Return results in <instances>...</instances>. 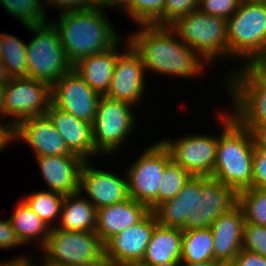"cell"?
Returning <instances> with one entry per match:
<instances>
[{
  "instance_id": "cell-15",
  "label": "cell",
  "mask_w": 266,
  "mask_h": 266,
  "mask_svg": "<svg viewBox=\"0 0 266 266\" xmlns=\"http://www.w3.org/2000/svg\"><path fill=\"white\" fill-rule=\"evenodd\" d=\"M99 99L100 95L74 69L52 85V104L91 124Z\"/></svg>"
},
{
  "instance_id": "cell-13",
  "label": "cell",
  "mask_w": 266,
  "mask_h": 266,
  "mask_svg": "<svg viewBox=\"0 0 266 266\" xmlns=\"http://www.w3.org/2000/svg\"><path fill=\"white\" fill-rule=\"evenodd\" d=\"M218 136L183 135L175 140L162 139L171 158L192 176H212L216 162Z\"/></svg>"
},
{
  "instance_id": "cell-20",
  "label": "cell",
  "mask_w": 266,
  "mask_h": 266,
  "mask_svg": "<svg viewBox=\"0 0 266 266\" xmlns=\"http://www.w3.org/2000/svg\"><path fill=\"white\" fill-rule=\"evenodd\" d=\"M245 219L237 204L210 226L213 235V260L229 265L242 250Z\"/></svg>"
},
{
  "instance_id": "cell-44",
  "label": "cell",
  "mask_w": 266,
  "mask_h": 266,
  "mask_svg": "<svg viewBox=\"0 0 266 266\" xmlns=\"http://www.w3.org/2000/svg\"><path fill=\"white\" fill-rule=\"evenodd\" d=\"M130 0H100V5H103L106 9L117 7L121 10ZM121 8V9H120Z\"/></svg>"
},
{
  "instance_id": "cell-41",
  "label": "cell",
  "mask_w": 266,
  "mask_h": 266,
  "mask_svg": "<svg viewBox=\"0 0 266 266\" xmlns=\"http://www.w3.org/2000/svg\"><path fill=\"white\" fill-rule=\"evenodd\" d=\"M14 142V128L7 121H0V152L6 149V146Z\"/></svg>"
},
{
  "instance_id": "cell-9",
  "label": "cell",
  "mask_w": 266,
  "mask_h": 266,
  "mask_svg": "<svg viewBox=\"0 0 266 266\" xmlns=\"http://www.w3.org/2000/svg\"><path fill=\"white\" fill-rule=\"evenodd\" d=\"M41 250L42 260L53 264L101 266L106 263L104 243L95 231L77 232L53 227Z\"/></svg>"
},
{
  "instance_id": "cell-5",
  "label": "cell",
  "mask_w": 266,
  "mask_h": 266,
  "mask_svg": "<svg viewBox=\"0 0 266 266\" xmlns=\"http://www.w3.org/2000/svg\"><path fill=\"white\" fill-rule=\"evenodd\" d=\"M238 68L225 77L224 87L231 93L233 117L251 131L257 124L266 122V62Z\"/></svg>"
},
{
  "instance_id": "cell-28",
  "label": "cell",
  "mask_w": 266,
  "mask_h": 266,
  "mask_svg": "<svg viewBox=\"0 0 266 266\" xmlns=\"http://www.w3.org/2000/svg\"><path fill=\"white\" fill-rule=\"evenodd\" d=\"M65 195L46 190H38L22 199L50 228L59 221Z\"/></svg>"
},
{
  "instance_id": "cell-21",
  "label": "cell",
  "mask_w": 266,
  "mask_h": 266,
  "mask_svg": "<svg viewBox=\"0 0 266 266\" xmlns=\"http://www.w3.org/2000/svg\"><path fill=\"white\" fill-rule=\"evenodd\" d=\"M58 133L62 136L68 149L84 160L99 156L93 142L92 124L74 117L69 112L57 108L52 103L45 114Z\"/></svg>"
},
{
  "instance_id": "cell-12",
  "label": "cell",
  "mask_w": 266,
  "mask_h": 266,
  "mask_svg": "<svg viewBox=\"0 0 266 266\" xmlns=\"http://www.w3.org/2000/svg\"><path fill=\"white\" fill-rule=\"evenodd\" d=\"M52 103V86L29 77H13L4 91L3 117L15 128L22 120L43 116Z\"/></svg>"
},
{
  "instance_id": "cell-29",
  "label": "cell",
  "mask_w": 266,
  "mask_h": 266,
  "mask_svg": "<svg viewBox=\"0 0 266 266\" xmlns=\"http://www.w3.org/2000/svg\"><path fill=\"white\" fill-rule=\"evenodd\" d=\"M0 58L11 77H28L27 43L14 35L3 33Z\"/></svg>"
},
{
  "instance_id": "cell-42",
  "label": "cell",
  "mask_w": 266,
  "mask_h": 266,
  "mask_svg": "<svg viewBox=\"0 0 266 266\" xmlns=\"http://www.w3.org/2000/svg\"><path fill=\"white\" fill-rule=\"evenodd\" d=\"M255 147L266 151V122L257 124L252 130Z\"/></svg>"
},
{
  "instance_id": "cell-30",
  "label": "cell",
  "mask_w": 266,
  "mask_h": 266,
  "mask_svg": "<svg viewBox=\"0 0 266 266\" xmlns=\"http://www.w3.org/2000/svg\"><path fill=\"white\" fill-rule=\"evenodd\" d=\"M0 4L23 26L43 25L48 22L42 0H0Z\"/></svg>"
},
{
  "instance_id": "cell-39",
  "label": "cell",
  "mask_w": 266,
  "mask_h": 266,
  "mask_svg": "<svg viewBox=\"0 0 266 266\" xmlns=\"http://www.w3.org/2000/svg\"><path fill=\"white\" fill-rule=\"evenodd\" d=\"M24 245L11 226L9 219L0 218V249L11 250Z\"/></svg>"
},
{
  "instance_id": "cell-38",
  "label": "cell",
  "mask_w": 266,
  "mask_h": 266,
  "mask_svg": "<svg viewBox=\"0 0 266 266\" xmlns=\"http://www.w3.org/2000/svg\"><path fill=\"white\" fill-rule=\"evenodd\" d=\"M252 188L266 190V151L255 147L253 155Z\"/></svg>"
},
{
  "instance_id": "cell-8",
  "label": "cell",
  "mask_w": 266,
  "mask_h": 266,
  "mask_svg": "<svg viewBox=\"0 0 266 266\" xmlns=\"http://www.w3.org/2000/svg\"><path fill=\"white\" fill-rule=\"evenodd\" d=\"M33 32L27 43L28 77L51 86L73 69L60 41L57 29L51 21L43 25L24 26Z\"/></svg>"
},
{
  "instance_id": "cell-35",
  "label": "cell",
  "mask_w": 266,
  "mask_h": 266,
  "mask_svg": "<svg viewBox=\"0 0 266 266\" xmlns=\"http://www.w3.org/2000/svg\"><path fill=\"white\" fill-rule=\"evenodd\" d=\"M242 249L266 257V227L245 222Z\"/></svg>"
},
{
  "instance_id": "cell-6",
  "label": "cell",
  "mask_w": 266,
  "mask_h": 266,
  "mask_svg": "<svg viewBox=\"0 0 266 266\" xmlns=\"http://www.w3.org/2000/svg\"><path fill=\"white\" fill-rule=\"evenodd\" d=\"M227 39L229 59L266 62V4H240L227 20Z\"/></svg>"
},
{
  "instance_id": "cell-14",
  "label": "cell",
  "mask_w": 266,
  "mask_h": 266,
  "mask_svg": "<svg viewBox=\"0 0 266 266\" xmlns=\"http://www.w3.org/2000/svg\"><path fill=\"white\" fill-rule=\"evenodd\" d=\"M157 223L154 211H149L139 222L111 237L104 244L106 263L117 266L139 264Z\"/></svg>"
},
{
  "instance_id": "cell-47",
  "label": "cell",
  "mask_w": 266,
  "mask_h": 266,
  "mask_svg": "<svg viewBox=\"0 0 266 266\" xmlns=\"http://www.w3.org/2000/svg\"><path fill=\"white\" fill-rule=\"evenodd\" d=\"M5 85L3 83H0V118L3 116V104H4V91H5ZM2 122V120L0 119Z\"/></svg>"
},
{
  "instance_id": "cell-45",
  "label": "cell",
  "mask_w": 266,
  "mask_h": 266,
  "mask_svg": "<svg viewBox=\"0 0 266 266\" xmlns=\"http://www.w3.org/2000/svg\"><path fill=\"white\" fill-rule=\"evenodd\" d=\"M11 79V75L0 58V83L7 84Z\"/></svg>"
},
{
  "instance_id": "cell-52",
  "label": "cell",
  "mask_w": 266,
  "mask_h": 266,
  "mask_svg": "<svg viewBox=\"0 0 266 266\" xmlns=\"http://www.w3.org/2000/svg\"><path fill=\"white\" fill-rule=\"evenodd\" d=\"M101 266H117V265H111V264L105 263L104 265H101Z\"/></svg>"
},
{
  "instance_id": "cell-26",
  "label": "cell",
  "mask_w": 266,
  "mask_h": 266,
  "mask_svg": "<svg viewBox=\"0 0 266 266\" xmlns=\"http://www.w3.org/2000/svg\"><path fill=\"white\" fill-rule=\"evenodd\" d=\"M15 210L9 221L17 233L18 238L24 244L35 240L39 250L45 245L50 233V227L25 203L18 200Z\"/></svg>"
},
{
  "instance_id": "cell-51",
  "label": "cell",
  "mask_w": 266,
  "mask_h": 266,
  "mask_svg": "<svg viewBox=\"0 0 266 266\" xmlns=\"http://www.w3.org/2000/svg\"><path fill=\"white\" fill-rule=\"evenodd\" d=\"M123 266H142L140 264H127V265H123Z\"/></svg>"
},
{
  "instance_id": "cell-34",
  "label": "cell",
  "mask_w": 266,
  "mask_h": 266,
  "mask_svg": "<svg viewBox=\"0 0 266 266\" xmlns=\"http://www.w3.org/2000/svg\"><path fill=\"white\" fill-rule=\"evenodd\" d=\"M198 5L199 0H166L164 14L153 25L170 26L178 18L197 10Z\"/></svg>"
},
{
  "instance_id": "cell-36",
  "label": "cell",
  "mask_w": 266,
  "mask_h": 266,
  "mask_svg": "<svg viewBox=\"0 0 266 266\" xmlns=\"http://www.w3.org/2000/svg\"><path fill=\"white\" fill-rule=\"evenodd\" d=\"M239 0H199L198 9L205 14L228 20L239 8Z\"/></svg>"
},
{
  "instance_id": "cell-7",
  "label": "cell",
  "mask_w": 266,
  "mask_h": 266,
  "mask_svg": "<svg viewBox=\"0 0 266 266\" xmlns=\"http://www.w3.org/2000/svg\"><path fill=\"white\" fill-rule=\"evenodd\" d=\"M177 37L190 46L205 63L228 59L227 20L205 14L199 9L178 18L169 26ZM211 63V64H210Z\"/></svg>"
},
{
  "instance_id": "cell-16",
  "label": "cell",
  "mask_w": 266,
  "mask_h": 266,
  "mask_svg": "<svg viewBox=\"0 0 266 266\" xmlns=\"http://www.w3.org/2000/svg\"><path fill=\"white\" fill-rule=\"evenodd\" d=\"M125 46L127 47L123 48L124 51L116 59L110 88L105 96L136 107L146 94L144 76L147 72L140 55L128 39Z\"/></svg>"
},
{
  "instance_id": "cell-4",
  "label": "cell",
  "mask_w": 266,
  "mask_h": 266,
  "mask_svg": "<svg viewBox=\"0 0 266 266\" xmlns=\"http://www.w3.org/2000/svg\"><path fill=\"white\" fill-rule=\"evenodd\" d=\"M226 112V113H225ZM220 112L223 129L218 136L216 162L212 176L237 193L252 188L255 142L252 132L227 110Z\"/></svg>"
},
{
  "instance_id": "cell-17",
  "label": "cell",
  "mask_w": 266,
  "mask_h": 266,
  "mask_svg": "<svg viewBox=\"0 0 266 266\" xmlns=\"http://www.w3.org/2000/svg\"><path fill=\"white\" fill-rule=\"evenodd\" d=\"M88 160L82 165L80 191L97 209L129 199L128 179L105 169H97Z\"/></svg>"
},
{
  "instance_id": "cell-22",
  "label": "cell",
  "mask_w": 266,
  "mask_h": 266,
  "mask_svg": "<svg viewBox=\"0 0 266 266\" xmlns=\"http://www.w3.org/2000/svg\"><path fill=\"white\" fill-rule=\"evenodd\" d=\"M148 212L145 204L132 198L102 207L97 209L95 232L105 244L115 234L139 222Z\"/></svg>"
},
{
  "instance_id": "cell-37",
  "label": "cell",
  "mask_w": 266,
  "mask_h": 266,
  "mask_svg": "<svg viewBox=\"0 0 266 266\" xmlns=\"http://www.w3.org/2000/svg\"><path fill=\"white\" fill-rule=\"evenodd\" d=\"M47 3L44 5L50 6L53 8L54 6L61 10V12L67 11H84V10H92L95 7L100 5V0H42Z\"/></svg>"
},
{
  "instance_id": "cell-27",
  "label": "cell",
  "mask_w": 266,
  "mask_h": 266,
  "mask_svg": "<svg viewBox=\"0 0 266 266\" xmlns=\"http://www.w3.org/2000/svg\"><path fill=\"white\" fill-rule=\"evenodd\" d=\"M211 228L183 231L181 264H197L213 260Z\"/></svg>"
},
{
  "instance_id": "cell-50",
  "label": "cell",
  "mask_w": 266,
  "mask_h": 266,
  "mask_svg": "<svg viewBox=\"0 0 266 266\" xmlns=\"http://www.w3.org/2000/svg\"><path fill=\"white\" fill-rule=\"evenodd\" d=\"M2 47H3V33H0V55L3 49Z\"/></svg>"
},
{
  "instance_id": "cell-2",
  "label": "cell",
  "mask_w": 266,
  "mask_h": 266,
  "mask_svg": "<svg viewBox=\"0 0 266 266\" xmlns=\"http://www.w3.org/2000/svg\"><path fill=\"white\" fill-rule=\"evenodd\" d=\"M139 26L142 27L141 31L131 33L128 40L140 55L146 71L184 79L204 73L208 63H204L205 61L190 46L183 43L169 26Z\"/></svg>"
},
{
  "instance_id": "cell-32",
  "label": "cell",
  "mask_w": 266,
  "mask_h": 266,
  "mask_svg": "<svg viewBox=\"0 0 266 266\" xmlns=\"http://www.w3.org/2000/svg\"><path fill=\"white\" fill-rule=\"evenodd\" d=\"M192 175L171 159L165 166L158 191V206L173 199L190 180Z\"/></svg>"
},
{
  "instance_id": "cell-40",
  "label": "cell",
  "mask_w": 266,
  "mask_h": 266,
  "mask_svg": "<svg viewBox=\"0 0 266 266\" xmlns=\"http://www.w3.org/2000/svg\"><path fill=\"white\" fill-rule=\"evenodd\" d=\"M229 266H266V257L242 249Z\"/></svg>"
},
{
  "instance_id": "cell-48",
  "label": "cell",
  "mask_w": 266,
  "mask_h": 266,
  "mask_svg": "<svg viewBox=\"0 0 266 266\" xmlns=\"http://www.w3.org/2000/svg\"><path fill=\"white\" fill-rule=\"evenodd\" d=\"M240 4H266V0H239Z\"/></svg>"
},
{
  "instance_id": "cell-23",
  "label": "cell",
  "mask_w": 266,
  "mask_h": 266,
  "mask_svg": "<svg viewBox=\"0 0 266 266\" xmlns=\"http://www.w3.org/2000/svg\"><path fill=\"white\" fill-rule=\"evenodd\" d=\"M183 230L157 223L149 240L142 266H180Z\"/></svg>"
},
{
  "instance_id": "cell-18",
  "label": "cell",
  "mask_w": 266,
  "mask_h": 266,
  "mask_svg": "<svg viewBox=\"0 0 266 266\" xmlns=\"http://www.w3.org/2000/svg\"><path fill=\"white\" fill-rule=\"evenodd\" d=\"M19 139L31 148L34 157L74 154L46 115L22 120L14 128V141Z\"/></svg>"
},
{
  "instance_id": "cell-19",
  "label": "cell",
  "mask_w": 266,
  "mask_h": 266,
  "mask_svg": "<svg viewBox=\"0 0 266 266\" xmlns=\"http://www.w3.org/2000/svg\"><path fill=\"white\" fill-rule=\"evenodd\" d=\"M36 163L50 191L63 195L80 191V173L85 160L77 154L38 156Z\"/></svg>"
},
{
  "instance_id": "cell-43",
  "label": "cell",
  "mask_w": 266,
  "mask_h": 266,
  "mask_svg": "<svg viewBox=\"0 0 266 266\" xmlns=\"http://www.w3.org/2000/svg\"><path fill=\"white\" fill-rule=\"evenodd\" d=\"M16 258L9 259V261H4L1 266H38L33 257L31 256H15Z\"/></svg>"
},
{
  "instance_id": "cell-3",
  "label": "cell",
  "mask_w": 266,
  "mask_h": 266,
  "mask_svg": "<svg viewBox=\"0 0 266 266\" xmlns=\"http://www.w3.org/2000/svg\"><path fill=\"white\" fill-rule=\"evenodd\" d=\"M105 12L103 5L92 10L60 12L57 22H51L73 66L85 57L113 48L121 40Z\"/></svg>"
},
{
  "instance_id": "cell-1",
  "label": "cell",
  "mask_w": 266,
  "mask_h": 266,
  "mask_svg": "<svg viewBox=\"0 0 266 266\" xmlns=\"http://www.w3.org/2000/svg\"><path fill=\"white\" fill-rule=\"evenodd\" d=\"M238 204V193L211 176H192L181 191L154 213L160 225L183 231L209 228Z\"/></svg>"
},
{
  "instance_id": "cell-46",
  "label": "cell",
  "mask_w": 266,
  "mask_h": 266,
  "mask_svg": "<svg viewBox=\"0 0 266 266\" xmlns=\"http://www.w3.org/2000/svg\"><path fill=\"white\" fill-rule=\"evenodd\" d=\"M223 265L224 264L222 262L216 260L206 261L197 264H180V266H223Z\"/></svg>"
},
{
  "instance_id": "cell-24",
  "label": "cell",
  "mask_w": 266,
  "mask_h": 266,
  "mask_svg": "<svg viewBox=\"0 0 266 266\" xmlns=\"http://www.w3.org/2000/svg\"><path fill=\"white\" fill-rule=\"evenodd\" d=\"M120 40L113 48L85 57L77 62L73 69L100 96H105L110 88L117 57L122 53Z\"/></svg>"
},
{
  "instance_id": "cell-25",
  "label": "cell",
  "mask_w": 266,
  "mask_h": 266,
  "mask_svg": "<svg viewBox=\"0 0 266 266\" xmlns=\"http://www.w3.org/2000/svg\"><path fill=\"white\" fill-rule=\"evenodd\" d=\"M82 194V195H81ZM97 210L81 192L65 195L56 228L77 232L96 229Z\"/></svg>"
},
{
  "instance_id": "cell-11",
  "label": "cell",
  "mask_w": 266,
  "mask_h": 266,
  "mask_svg": "<svg viewBox=\"0 0 266 266\" xmlns=\"http://www.w3.org/2000/svg\"><path fill=\"white\" fill-rule=\"evenodd\" d=\"M134 105L100 96L96 116L92 123L93 142L101 154L117 153L136 127Z\"/></svg>"
},
{
  "instance_id": "cell-49",
  "label": "cell",
  "mask_w": 266,
  "mask_h": 266,
  "mask_svg": "<svg viewBox=\"0 0 266 266\" xmlns=\"http://www.w3.org/2000/svg\"><path fill=\"white\" fill-rule=\"evenodd\" d=\"M42 265L39 264V266H69V265H61V264H53V263H50V262H46V261H42Z\"/></svg>"
},
{
  "instance_id": "cell-10",
  "label": "cell",
  "mask_w": 266,
  "mask_h": 266,
  "mask_svg": "<svg viewBox=\"0 0 266 266\" xmlns=\"http://www.w3.org/2000/svg\"><path fill=\"white\" fill-rule=\"evenodd\" d=\"M142 151L125 171L129 197L145 204L149 211L158 207V191L166 164L172 159L161 139Z\"/></svg>"
},
{
  "instance_id": "cell-31",
  "label": "cell",
  "mask_w": 266,
  "mask_h": 266,
  "mask_svg": "<svg viewBox=\"0 0 266 266\" xmlns=\"http://www.w3.org/2000/svg\"><path fill=\"white\" fill-rule=\"evenodd\" d=\"M245 222L266 227V190L247 188L238 192Z\"/></svg>"
},
{
  "instance_id": "cell-33",
  "label": "cell",
  "mask_w": 266,
  "mask_h": 266,
  "mask_svg": "<svg viewBox=\"0 0 266 266\" xmlns=\"http://www.w3.org/2000/svg\"><path fill=\"white\" fill-rule=\"evenodd\" d=\"M166 0H130L122 10L137 25H153L163 14Z\"/></svg>"
}]
</instances>
